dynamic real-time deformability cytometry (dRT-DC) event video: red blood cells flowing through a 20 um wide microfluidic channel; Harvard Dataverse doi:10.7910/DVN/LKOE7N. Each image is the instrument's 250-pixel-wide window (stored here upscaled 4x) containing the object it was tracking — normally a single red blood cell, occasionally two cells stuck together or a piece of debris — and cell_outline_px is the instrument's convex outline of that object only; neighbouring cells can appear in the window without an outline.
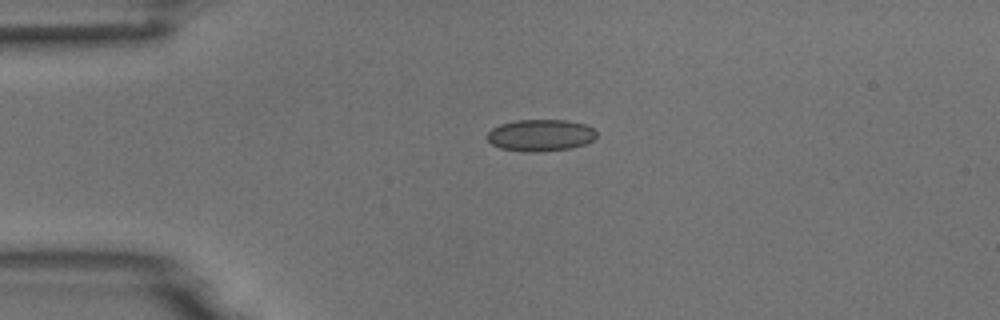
{"species": "common noctule bat (a hibernating species)", "species_latin": "Nyctalus noctula", "temperature_condition": "room temperature", "stored_images_in_passage": 3, "camera_frame_rate_fps": 3000, "um_per_image_px": 0.085, "animal": {"sex": "male", "body_mass_g": 18.8}, "frame": {"image": 1, "passage_image": 3, "time_ms": 2.333, "image_size_px": [1000, 320], "cell_outline_px": [[596, 136], [592, 140], [584, 144], [572, 148], [540, 152], [528, 152], [500, 148], [492, 144], [488, 140], [488, 132], [492, 128], [500, 124], [516, 120], [564, 120], [584, 124], [592, 128], [596, 132]], "centroid_in_image_um": [45.93, 11.5], "position_along_channel_um": 39.1, "area_um2": 20.17}}